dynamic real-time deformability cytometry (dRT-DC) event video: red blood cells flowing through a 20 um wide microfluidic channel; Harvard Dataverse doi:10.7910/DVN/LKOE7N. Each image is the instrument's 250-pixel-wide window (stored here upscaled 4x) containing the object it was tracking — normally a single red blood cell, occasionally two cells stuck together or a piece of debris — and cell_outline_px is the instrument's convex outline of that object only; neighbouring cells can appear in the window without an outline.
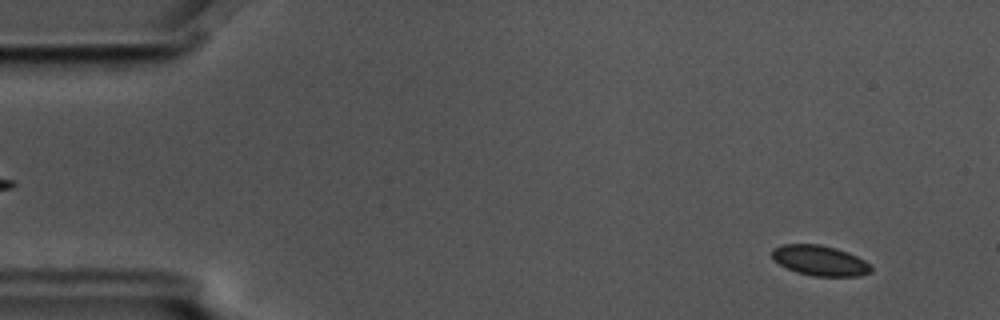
{"species": "common noctule bat (a hibernating species)", "species_latin": "Nyctalus noctula", "temperature_condition": "cold", "stored_images_in_passage": 6, "camera_frame_rate_fps": 3000, "um_per_image_px": 0.085, "animal": {"sex": "male", "body_mass_g": 17.5, "forearm_length_mm": 52.3}, "frame": {"image": 1, "passage_image": 1, "time_ms": 0.0, "image_size_px": [1000, 320], "cell_outline_px": [[872, 272], [860, 276], [812, 276], [796, 272], [780, 264], [772, 256], [772, 248], [780, 244], [820, 244], [836, 248], [848, 252], [864, 260], [872, 268]], "centroid_in_image_um": [69.69, 22.14], "position_along_channel_um": 15.3, "area_um2": 17.46}}